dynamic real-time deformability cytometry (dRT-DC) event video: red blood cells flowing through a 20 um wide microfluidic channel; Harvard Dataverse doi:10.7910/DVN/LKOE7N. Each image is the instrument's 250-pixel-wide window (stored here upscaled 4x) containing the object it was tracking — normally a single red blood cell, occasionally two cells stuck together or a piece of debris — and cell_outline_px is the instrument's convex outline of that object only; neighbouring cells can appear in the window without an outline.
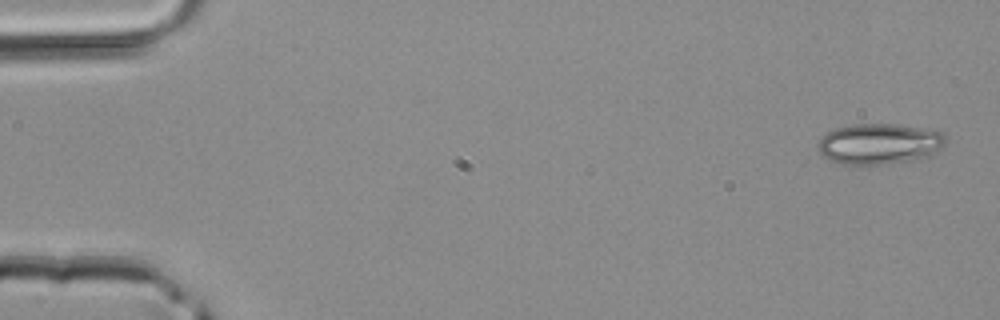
{"species": "common noctule bat (a hibernating species)", "species_latin": "Nyctalus noctula", "temperature_condition": "room temperature", "stored_images_in_passage": 4, "camera_frame_rate_fps": 3000, "um_per_image_px": 0.085, "animal": {"sex": "male", "body_mass_g": 20.4}, "frame": {"image": 1, "passage_image": 1, "time_ms": 0.0, "image_size_px": [1000, 320], "cell_outline_px": [[948, 140], [940, 148], [928, 156], [912, 160], [884, 164], [844, 164], [832, 160], [824, 156], [816, 148], [816, 144], [828, 132], [836, 128], [852, 124], [900, 124], [928, 128], [944, 132]], "centroid_in_image_um": [74.78, 12.2], "position_along_channel_um": 10.2, "area_um2": 30.4}}